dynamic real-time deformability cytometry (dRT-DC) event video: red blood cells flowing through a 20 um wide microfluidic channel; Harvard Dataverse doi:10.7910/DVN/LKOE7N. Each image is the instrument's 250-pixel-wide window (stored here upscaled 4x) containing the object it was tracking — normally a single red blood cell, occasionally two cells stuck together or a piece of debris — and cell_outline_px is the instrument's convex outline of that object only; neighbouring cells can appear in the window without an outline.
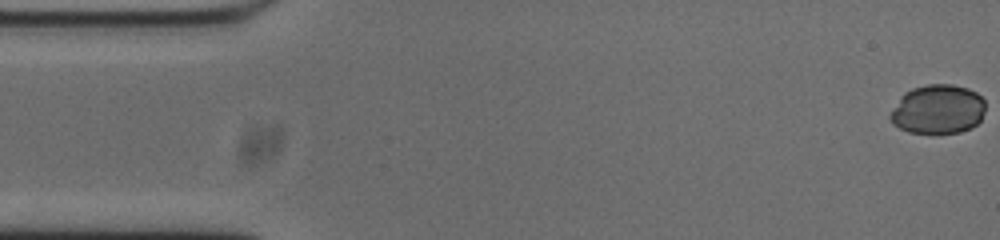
{"species": "common noctule bat (a hibernating species)", "species_latin": "Nyctalus noctula", "temperature_condition": "cold", "stored_images_in_passage": 54, "camera_frame_rate_fps": 3000, "um_per_image_px": 0.085, "animal": {"sex": "male", "body_mass_g": 20.0, "forearm_length_mm": 53.3}, "frame": {"image": 1, "passage_image": 1, "time_ms": 0.0, "image_size_px": [1000, 240], "cell_outline_px": [[984, 112], [980, 120], [972, 128], [960, 132], [936, 136], [932, 136], [908, 132], [892, 124], [888, 116], [900, 96], [904, 92], [912, 88], [928, 84], [952, 84], [968, 88], [976, 92], [984, 100]], "centroid_in_image_um": [79.69, 9.33], "position_along_channel_um": 5.3, "area_um2": 28.15}}
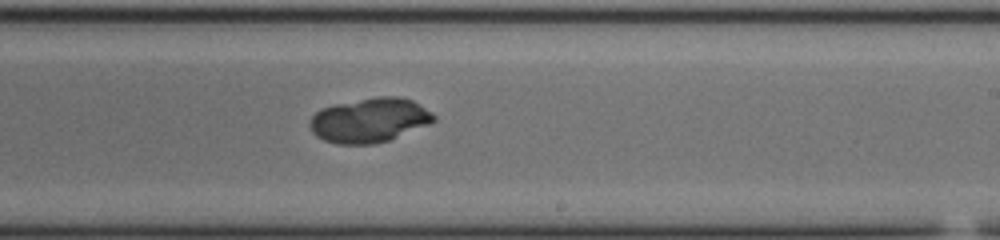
{"frame": {"image": 2, "passage_image": 31, "time_ms": 10.0, "image_size_px": [1000, 240], "cell_outline_px": [[436, 120], [428, 124], [388, 140], [372, 144], [336, 144], [324, 140], [316, 136], [312, 132], [308, 124], [308, 120], [320, 108], [332, 104], [376, 96], [400, 96], [412, 100], [432, 112], [436, 116]], "centroid_in_image_um": [31.36, 10.2], "position_along_channel_um": 257.6, "area_um2": 32.31}}
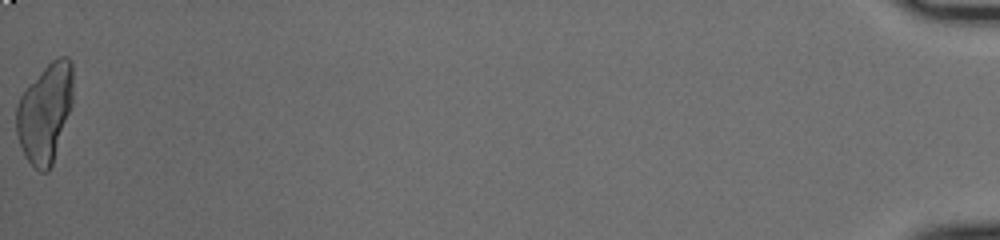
{"frame": {"image": 3, "passage_image": 54, "time_ms": 17.667, "image_size_px": [1000, 240], "cell_outline_px": [[72, 104], [52, 164], [48, 172], [40, 172], [24, 156], [16, 132], [16, 108], [20, 96], [28, 84], [52, 60], [60, 56], [68, 56], [72, 64]], "centroid_in_image_um": [3.82, 9.58], "position_along_channel_um": 431.4, "area_um2": 32.48}}